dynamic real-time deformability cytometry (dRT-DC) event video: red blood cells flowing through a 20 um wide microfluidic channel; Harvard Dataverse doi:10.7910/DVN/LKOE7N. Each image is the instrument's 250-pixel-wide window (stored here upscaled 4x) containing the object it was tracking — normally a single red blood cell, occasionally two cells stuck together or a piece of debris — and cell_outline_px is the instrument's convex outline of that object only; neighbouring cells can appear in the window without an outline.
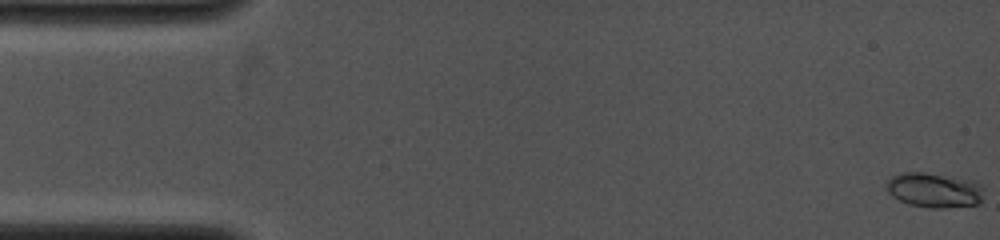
{"species": "common noctule bat (a hibernating species)", "species_latin": "Nyctalus noctula", "temperature_condition": "cold", "stored_images_in_passage": 57, "camera_frame_rate_fps": 4000, "um_per_image_px": 0.085, "animal": {"sex": "female", "body_mass_g": 19.0, "forearm_length_mm": 53.3}, "frame": {"image": 1, "passage_image": 1, "time_ms": 0.0, "image_size_px": [1000, 240], "cell_outline_px": [[984, 188], [980, 204], [944, 208], [932, 208], [908, 204], [892, 196], [884, 188], [884, 184], [892, 176], [904, 172], [924, 172], [956, 176], [972, 180], [980, 184]], "centroid_in_image_um": [79.41, 16.15], "position_along_channel_um": 5.6, "area_um2": 20.17}}
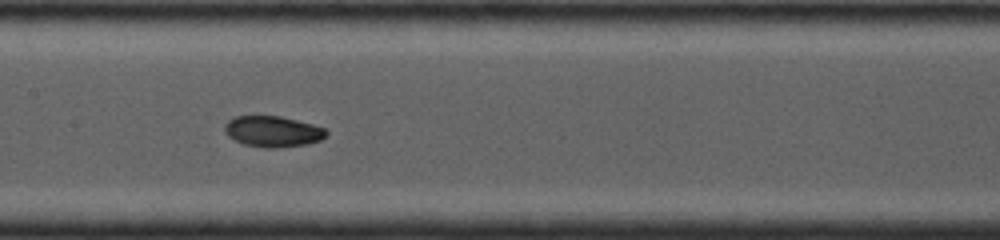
{"frame": {"image": 2, "passage_image": 29, "time_ms": 7.25, "image_size_px": [1000, 240], "cell_outline_px": [[328, 132], [320, 140], [308, 144], [276, 148], [264, 148], [244, 144], [228, 136], [224, 132], [224, 124], [228, 120], [236, 116], [280, 116], [312, 124], [324, 128]], "centroid_in_image_um": [23.16, 11.18], "position_along_channel_um": 184.2, "area_um2": 18.26}}
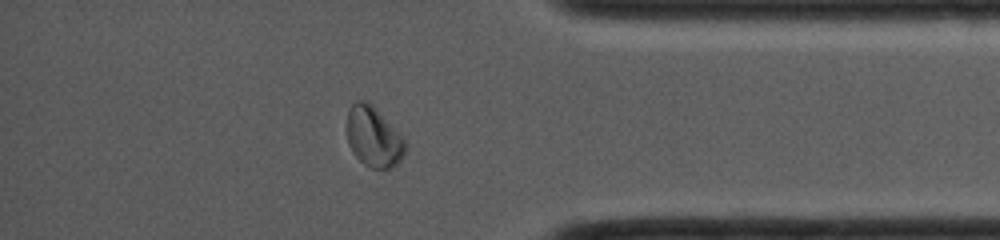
{"frame": {"image": 3, "passage_image": 49, "time_ms": 12.5, "image_size_px": [1000, 240], "cell_outline_px": [[408, 148], [404, 156], [392, 168], [372, 168], [364, 164], [352, 152], [348, 144], [348, 112], [352, 104], [356, 100], [364, 100], [372, 104], [404, 136]], "centroid_in_image_um": [31.8, 11.63], "position_along_channel_um": 403.4, "area_um2": 20.69}}